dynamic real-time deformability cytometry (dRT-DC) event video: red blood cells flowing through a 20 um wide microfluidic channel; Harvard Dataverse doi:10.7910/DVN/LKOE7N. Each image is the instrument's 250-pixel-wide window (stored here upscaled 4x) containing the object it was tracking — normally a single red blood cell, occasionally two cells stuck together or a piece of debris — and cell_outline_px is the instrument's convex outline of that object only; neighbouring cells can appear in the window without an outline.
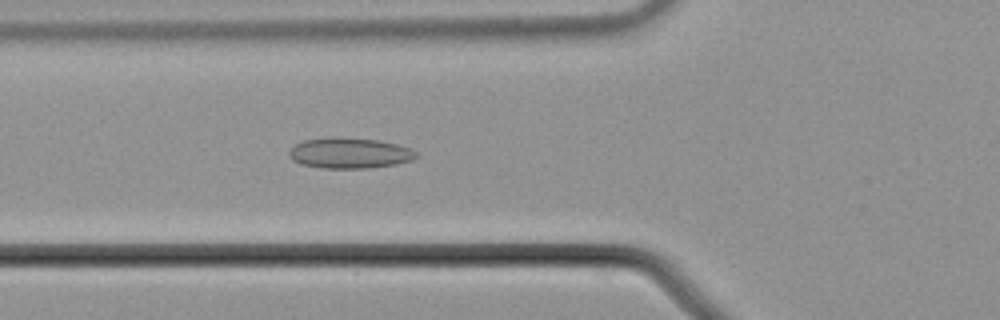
{"species": "common noctule bat (a hibernating species)", "species_latin": "Nyctalus noctula", "temperature_condition": "cold", "stored_images_in_passage": 52, "camera_frame_rate_fps": 3000, "um_per_image_px": 0.085, "animal": {"sex": "male", "body_mass_g": 21.5, "forearm_length_mm": 52.0}, "frame": {"image": 1, "passage_image": 16, "time_ms": 5.0, "image_size_px": [1000, 320], "cell_outline_px": [[416, 156], [412, 160], [396, 164], [368, 168], [324, 168], [300, 164], [292, 160], [288, 156], [288, 152], [296, 144], [304, 140], [332, 136], [336, 136], [380, 140], [412, 148], [416, 152]], "centroid_in_image_um": [29.7, 13.0], "position_along_channel_um": 96.1, "area_um2": 22.89}}
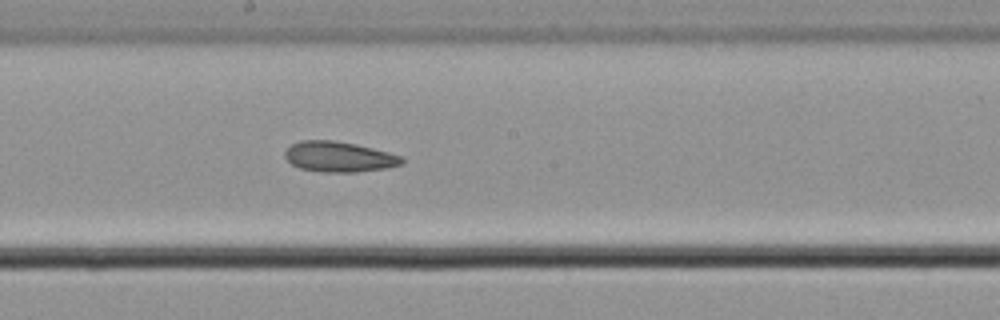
{"frame": {"image": 2, "passage_image": 26, "time_ms": 8.333, "image_size_px": [1000, 320], "cell_outline_px": [[404, 164], [388, 168], [356, 172], [324, 172], [300, 168], [292, 164], [284, 156], [284, 152], [292, 144], [300, 140], [332, 140], [356, 144], [388, 152], [400, 156], [404, 160]], "centroid_in_image_um": [28.82, 13.33], "position_along_channel_um": 219.4, "area_um2": 20.69}}
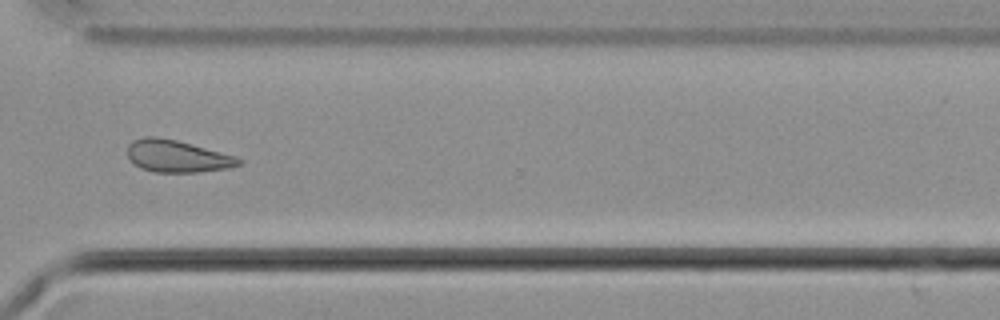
{"frame": {"image": 3, "passage_image": 37, "time_ms": 12.0, "image_size_px": [1000, 320], "cell_outline_px": [[244, 160], [240, 164], [228, 168], [196, 172], [152, 172], [140, 168], [128, 156], [128, 144], [132, 140], [144, 136], [156, 136], [176, 140], [236, 156]], "centroid_in_image_um": [15.04, 13.27], "position_along_channel_um": 355.6, "area_um2": 20.75}, "authors_computed_cell_mechanics": {"area_um2": 21.097, "velocity_mm_per_s": 3.6923, "shape_relaxation_time_tau1_ms": null, "shape_relaxation_time_tau2_ms": 5.5058, "deformation_change_tau1": null, "deformation_change_tau2": 0.1059}}